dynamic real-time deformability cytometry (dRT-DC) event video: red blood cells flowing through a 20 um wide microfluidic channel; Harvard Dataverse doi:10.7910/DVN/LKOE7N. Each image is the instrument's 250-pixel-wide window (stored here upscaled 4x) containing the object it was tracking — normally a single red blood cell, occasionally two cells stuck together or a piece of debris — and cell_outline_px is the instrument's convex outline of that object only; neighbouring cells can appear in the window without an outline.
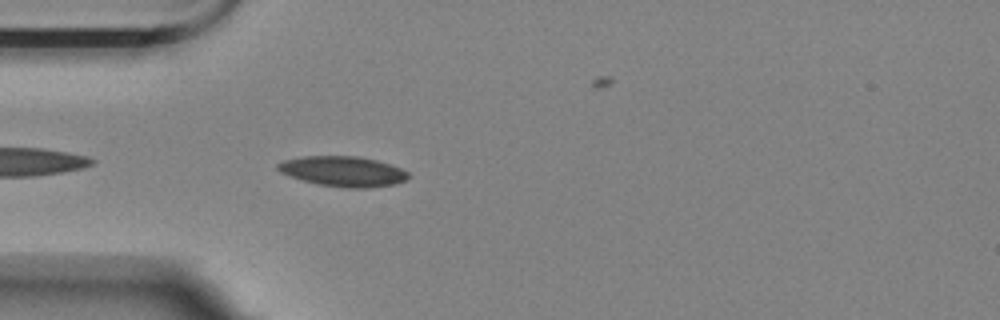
{"species": "Egyptian fruit bat (a non-hibernating species)", "species_latin": "Rousettus aegyptiacus", "temperature_condition": "room temperature", "stored_images_in_passage": 26, "camera_frame_rate_fps": 3000, "um_per_image_px": 0.085, "animal": {"sex": "female"}, "frame": {"image": 1, "passage_image": 3, "time_ms": 0.667, "image_size_px": [1000, 320], "cell_outline_px": [[408, 176], [404, 180], [396, 184], [368, 188], [348, 188], [316, 184], [288, 176], [280, 172], [276, 168], [276, 164], [284, 160], [304, 156], [356, 156], [376, 160], [392, 164], [408, 172]], "centroid_in_image_um": [29.13, 14.57], "position_along_channel_um": 55.9, "area_um2": 23.06}}
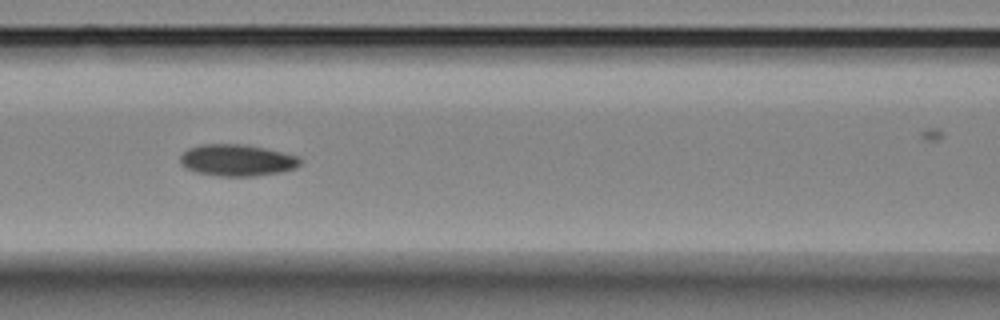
{"frame": {"image": 2, "passage_image": 11, "time_ms": 3.333, "image_size_px": [1000, 320], "cell_outline_px": [[300, 164], [296, 168], [280, 172], [256, 176], [216, 176], [196, 172], [188, 168], [180, 160], [180, 156], [188, 148], [200, 144], [244, 144], [264, 148], [296, 156], [300, 160]], "centroid_in_image_um": [20.14, 13.62], "position_along_channel_um": 146.5, "area_um2": 21.91}}
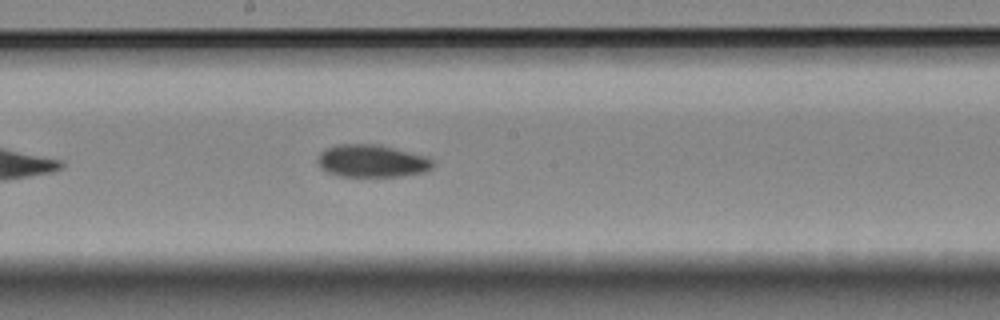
{"frame": {"image": 3, "passage_image": 17, "time_ms": 5.333, "image_size_px": [1000, 320], "cell_outline_px": [[432, 168], [424, 172], [400, 176], [340, 176], [328, 172], [320, 168], [316, 160], [320, 152], [336, 144], [380, 144], [424, 156], [432, 160]], "centroid_in_image_um": [31.56, 13.68], "position_along_channel_um": 216.6, "area_um2": 21.73}}